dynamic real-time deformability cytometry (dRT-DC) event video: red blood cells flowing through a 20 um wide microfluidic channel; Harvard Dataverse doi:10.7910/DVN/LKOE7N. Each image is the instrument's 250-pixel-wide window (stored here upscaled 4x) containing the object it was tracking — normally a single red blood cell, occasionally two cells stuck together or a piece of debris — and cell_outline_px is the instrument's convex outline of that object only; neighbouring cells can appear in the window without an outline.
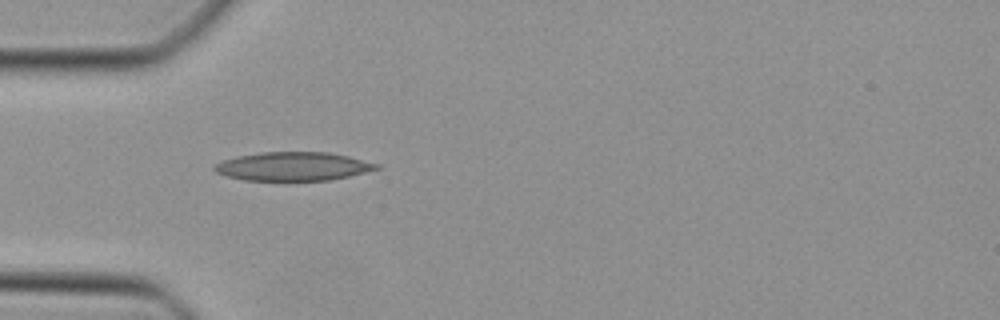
{"species": "Egyptian fruit bat (a non-hibernating species)", "species_latin": "Rousettus aegyptiacus", "temperature_condition": "cold", "stored_images_in_passage": 33, "camera_frame_rate_fps": 3000, "um_per_image_px": 0.085, "animal": {"sex": "female"}, "frame": {"image": 1, "passage_image": 1, "time_ms": 0.0, "image_size_px": [1000, 320], "cell_outline_px": [[380, 168], [348, 176], [328, 180], [244, 180], [228, 176], [216, 172], [212, 168], [216, 164], [224, 160], [236, 156], [260, 152], [328, 152], [348, 156], [380, 164]], "centroid_in_image_um": [24.9, 14.13], "position_along_channel_um": 60.1, "area_um2": 26.82}}
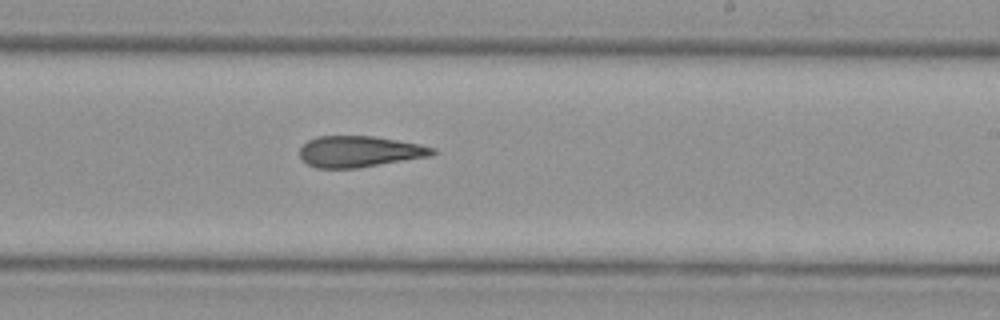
{"frame": {"image": 2, "passage_image": 15, "time_ms": 4.667, "image_size_px": [1000, 320], "cell_outline_px": [[436, 152], [432, 156], [356, 168], [316, 168], [308, 164], [300, 156], [300, 148], [308, 140], [316, 136], [372, 136], [420, 144], [436, 148]], "centroid_in_image_um": [30.57, 12.88], "position_along_channel_um": 258.4, "area_um2": 24.04}}
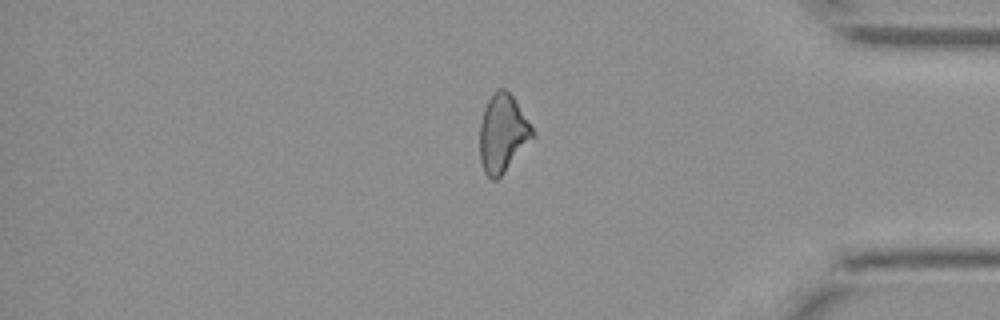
{"frame": {"image": 3, "passage_image": 26, "time_ms": 8.333, "image_size_px": [1000, 320], "cell_outline_px": [[536, 136], [504, 172], [496, 180], [492, 180], [484, 172], [480, 160], [480, 124], [484, 108], [492, 92], [496, 88], [504, 88], [512, 96], [536, 132]], "centroid_in_image_um": [42.74, 11.33], "position_along_channel_um": 392.5, "area_um2": 24.04}}